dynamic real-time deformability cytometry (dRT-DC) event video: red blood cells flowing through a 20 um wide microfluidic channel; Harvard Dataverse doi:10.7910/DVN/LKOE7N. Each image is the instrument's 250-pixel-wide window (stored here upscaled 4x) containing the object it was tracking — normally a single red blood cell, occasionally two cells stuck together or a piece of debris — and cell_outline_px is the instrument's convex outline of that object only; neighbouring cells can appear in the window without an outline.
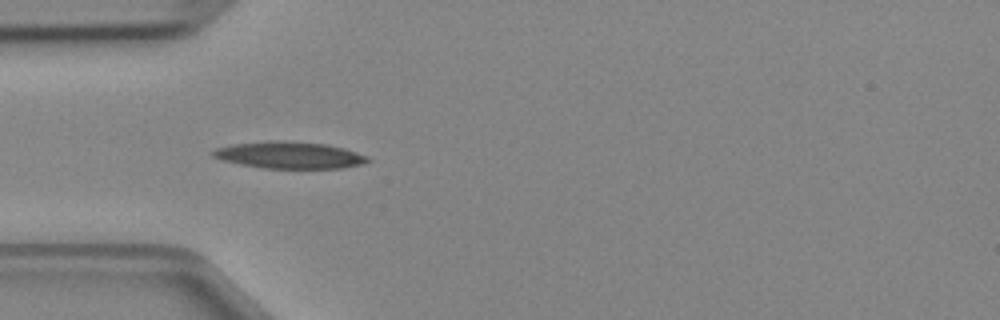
{"species": "Egyptian fruit bat (a non-hibernating species)", "species_latin": "Rousettus aegyptiacus", "temperature_condition": "cold", "stored_images_in_passage": 6, "camera_frame_rate_fps": 3000, "um_per_image_px": 0.085, "animal": {"sex": "female"}, "frame": {"image": 1, "passage_image": 4, "time_ms": 1.0, "image_size_px": [1000, 320], "cell_outline_px": [[372, 160], [360, 164], [340, 168], [264, 168], [240, 164], [220, 160], [212, 156], [212, 152], [216, 148], [232, 144], [268, 140], [280, 140], [328, 144], [344, 148], [368, 156]], "centroid_in_image_um": [24.58, 13.17], "position_along_channel_um": 60.4, "area_um2": 24.28}}